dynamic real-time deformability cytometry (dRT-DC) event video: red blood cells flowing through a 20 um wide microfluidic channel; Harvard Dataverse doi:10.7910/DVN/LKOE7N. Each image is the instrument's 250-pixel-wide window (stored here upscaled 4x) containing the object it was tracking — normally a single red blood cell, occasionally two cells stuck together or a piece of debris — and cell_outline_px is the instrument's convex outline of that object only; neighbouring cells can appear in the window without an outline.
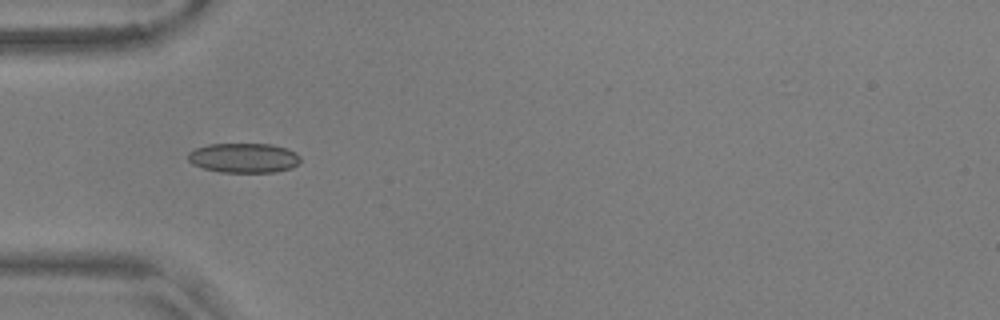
{"species": "common noctule bat (a hibernating species)", "species_latin": "Nyctalus noctula", "temperature_condition": "warm", "stored_images_in_passage": 41, "camera_frame_rate_fps": 3000, "um_per_image_px": 0.085, "animal": {"sex": "male", "body_mass_g": 17.9, "forearm_length_mm": 54.2}, "frame": {"image": 1, "passage_image": 3, "time_ms": 0.667, "image_size_px": [1000, 320], "cell_outline_px": [[300, 164], [292, 168], [276, 172], [220, 172], [204, 168], [192, 164], [188, 160], [188, 152], [196, 148], [208, 144], [272, 144], [288, 148], [296, 152], [300, 156]], "centroid_in_image_um": [20.76, 13.42], "position_along_channel_um": 64.2, "area_um2": 19.65}}
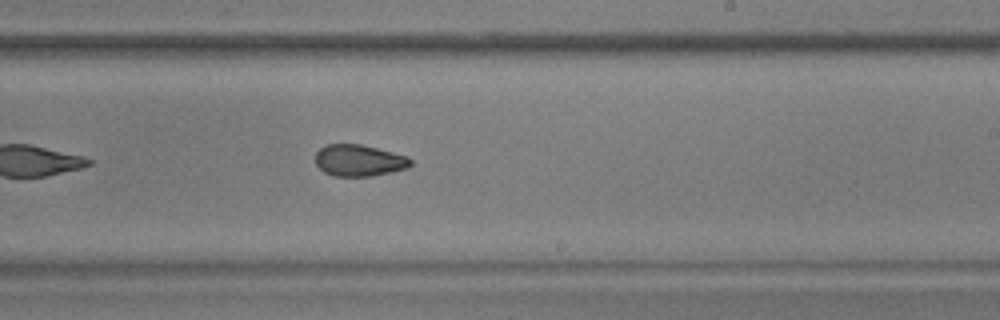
{"frame": {"image": 2, "passage_image": 19, "time_ms": 6.0, "image_size_px": [1000, 320], "cell_outline_px": [[412, 164], [408, 168], [372, 176], [332, 176], [324, 172], [316, 164], [316, 152], [320, 148], [328, 144], [360, 144], [408, 156], [412, 160]], "centroid_in_image_um": [30.52, 13.64], "position_along_channel_um": 258.5, "area_um2": 17.51}}
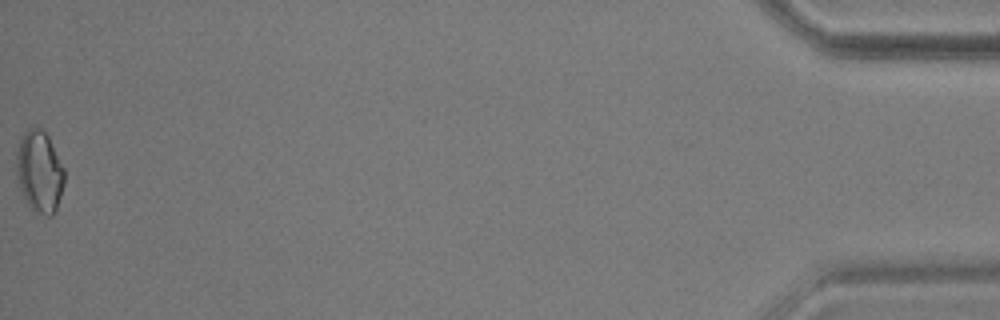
{"frame": {"image": 3, "passage_image": 41, "time_ms": 13.333, "image_size_px": [1000, 320], "cell_outline_px": [[64, 184], [56, 208], [52, 216], [48, 216], [32, 212], [20, 188], [16, 168], [16, 152], [20, 136], [28, 128], [40, 128], [48, 136], [64, 168]], "centroid_in_image_um": [3.34, 14.59], "position_along_channel_um": 431.9, "area_um2": 22.83}, "authors_computed_cell_mechanics": {"area_um2": 18.2648, "velocity_mm_per_s": 3.6567, "shape_relaxation_time_tau1_ms": null, "shape_relaxation_time_tau2_ms": 3.2512, "deformation_change_tau1": null, "deformation_change_tau2": 0.0795}}